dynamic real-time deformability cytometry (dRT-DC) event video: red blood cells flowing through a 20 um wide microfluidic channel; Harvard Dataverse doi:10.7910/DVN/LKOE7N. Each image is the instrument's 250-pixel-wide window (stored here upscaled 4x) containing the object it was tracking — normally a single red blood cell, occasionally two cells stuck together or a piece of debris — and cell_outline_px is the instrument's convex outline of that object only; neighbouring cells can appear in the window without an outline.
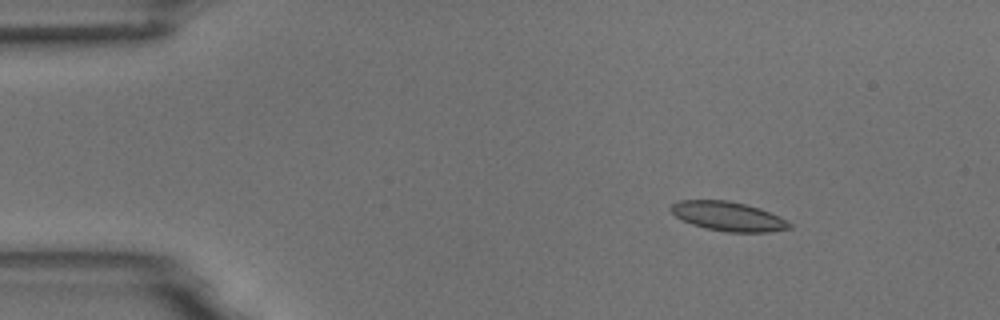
{"species": "common noctule bat (a hibernating species)", "species_latin": "Nyctalus noctula", "temperature_condition": "room temperature", "stored_images_in_passage": 6, "camera_frame_rate_fps": 3000, "um_per_image_px": 0.085, "animal": {"sex": "male", "body_mass_g": 18.8}, "frame": {"image": 1, "passage_image": 1, "time_ms": 0.0, "image_size_px": [1000, 320], "cell_outline_px": [[792, 228], [768, 232], [728, 232], [704, 228], [692, 224], [676, 216], [668, 208], [672, 204], [680, 200], [728, 200], [760, 208], [792, 224]], "centroid_in_image_um": [61.86, 18.39], "position_along_channel_um": 23.1, "area_um2": 20.0}}
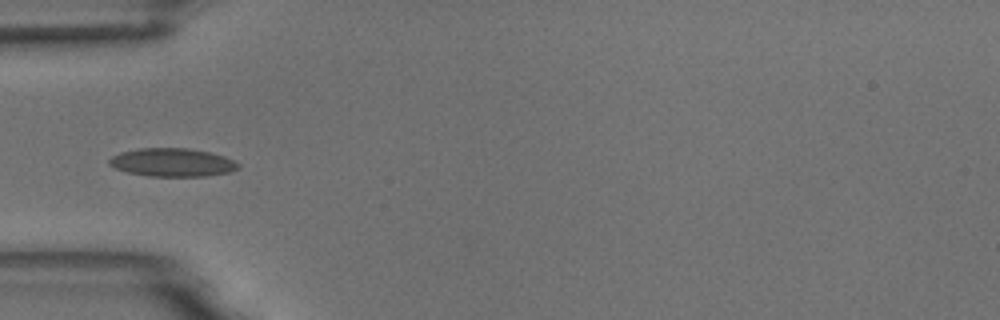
{"frame": {"image": 2, "passage_image": 3, "time_ms": 3.333, "image_size_px": [1000, 320], "cell_outline_px": [[240, 168], [232, 172], [204, 176], [148, 176], [128, 172], [116, 168], [108, 164], [108, 160], [112, 156], [120, 152], [140, 148], [188, 148], [208, 152], [224, 156], [240, 164]], "centroid_in_image_um": [14.66, 13.8], "position_along_channel_um": 70.3, "area_um2": 21.27}}